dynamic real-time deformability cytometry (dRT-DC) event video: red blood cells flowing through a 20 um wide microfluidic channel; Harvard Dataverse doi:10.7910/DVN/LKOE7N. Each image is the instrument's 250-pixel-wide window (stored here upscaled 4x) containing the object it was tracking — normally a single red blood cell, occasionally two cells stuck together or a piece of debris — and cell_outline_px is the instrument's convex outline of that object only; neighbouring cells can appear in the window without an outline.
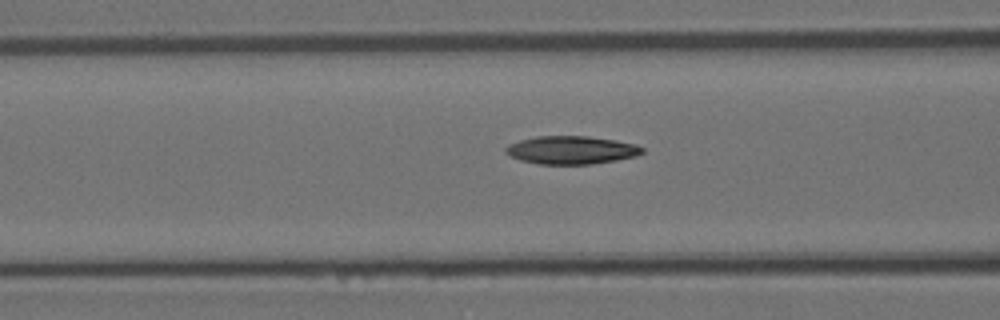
{"species": "Egyptian fruit bat (a non-hibernating species)", "species_latin": "Rousettus aegyptiacus", "temperature_condition": "room temperature", "stored_images_in_passage": 38, "camera_frame_rate_fps": 3000, "um_per_image_px": 0.085, "animal": {"sex": "female"}, "frame": {"image": 1, "passage_image": 17, "time_ms": 5.333, "image_size_px": [1000, 320], "cell_outline_px": [[644, 152], [636, 156], [616, 160], [592, 164], [540, 164], [520, 160], [504, 152], [504, 148], [508, 144], [520, 140], [536, 136], [588, 136], [616, 140], [636, 144], [644, 148]], "centroid_in_image_um": [48.57, 12.75], "position_along_channel_um": 118.0, "area_um2": 22.43}}
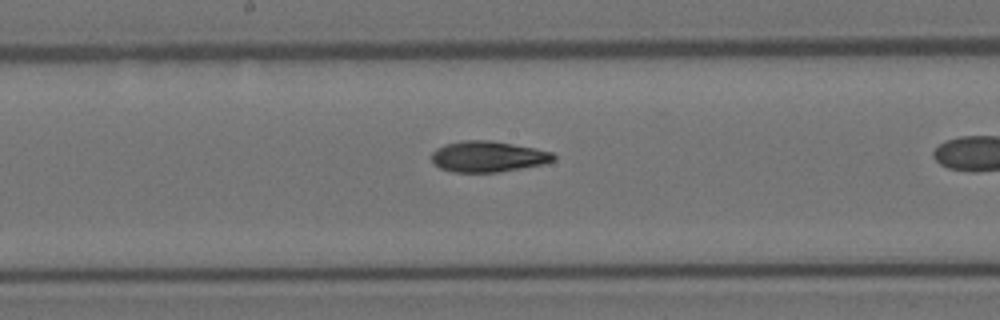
{"frame": {"image": 2, "passage_image": 24, "time_ms": 7.667, "image_size_px": [1000, 320], "cell_outline_px": [[556, 160], [544, 164], [496, 172], [452, 172], [440, 168], [432, 164], [432, 152], [436, 148], [444, 144], [464, 140], [488, 140], [512, 144], [552, 152], [556, 156]], "centroid_in_image_um": [41.44, 13.31], "position_along_channel_um": 206.8, "area_um2": 21.91}}
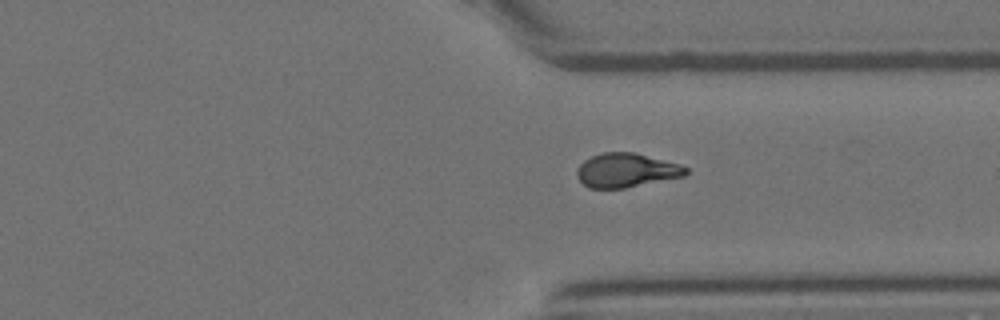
{"frame": {"image": 3, "passage_image": 36, "time_ms": 11.667, "image_size_px": [1000, 320], "cell_outline_px": [[688, 172], [684, 176], [624, 188], [588, 188], [576, 176], [576, 168], [584, 160], [592, 156], [604, 152], [632, 152], [680, 164], [688, 168]], "centroid_in_image_um": [53.21, 14.47], "position_along_channel_um": 358.2, "area_um2": 21.5}}